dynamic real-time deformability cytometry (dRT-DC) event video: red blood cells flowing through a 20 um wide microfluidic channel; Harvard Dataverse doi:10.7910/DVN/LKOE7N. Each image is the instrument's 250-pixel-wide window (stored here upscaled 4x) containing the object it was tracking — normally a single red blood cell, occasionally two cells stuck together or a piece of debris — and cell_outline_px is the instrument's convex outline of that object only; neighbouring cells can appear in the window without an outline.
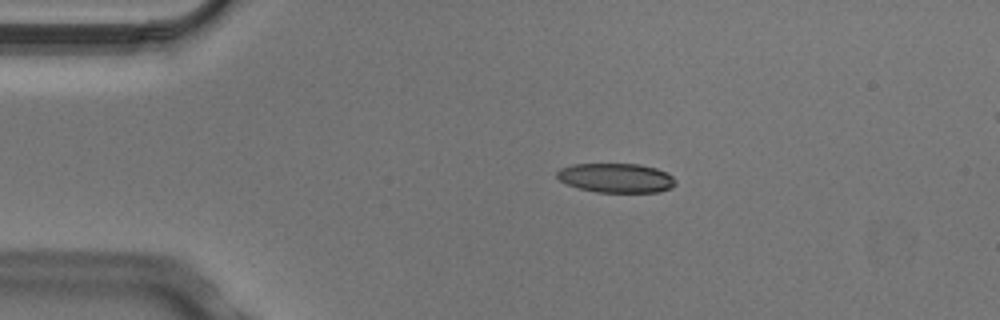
{"species": "Egyptian fruit bat (a non-hibernating species)", "species_latin": "Rousettus aegyptiacus", "temperature_condition": "cold", "stored_images_in_passage": 4, "camera_frame_rate_fps": 3000, "um_per_image_px": 0.085, "animal": {"sex": "male"}, "frame": {"image": 1, "passage_image": 2, "time_ms": 0.333, "image_size_px": [1000, 320], "cell_outline_px": [[676, 184], [672, 188], [660, 192], [596, 192], [580, 188], [568, 184], [560, 180], [556, 176], [556, 172], [560, 168], [572, 164], [640, 164], [656, 168], [668, 172], [676, 180]], "centroid_in_image_um": [52.41, 15.12], "position_along_channel_um": 32.6, "area_um2": 20.4}}